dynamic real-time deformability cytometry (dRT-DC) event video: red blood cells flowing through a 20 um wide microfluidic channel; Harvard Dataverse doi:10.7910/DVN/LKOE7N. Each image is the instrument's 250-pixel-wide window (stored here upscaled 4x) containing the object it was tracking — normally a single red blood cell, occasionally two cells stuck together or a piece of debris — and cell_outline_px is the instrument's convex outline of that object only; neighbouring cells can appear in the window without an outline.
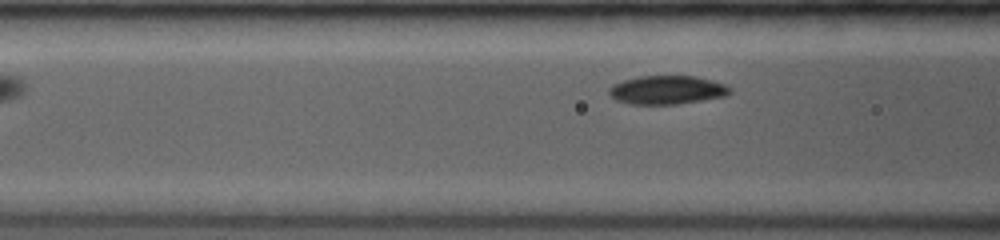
{"species": "common noctule bat (a hibernating species)", "species_latin": "Nyctalus noctula", "temperature_condition": "room temperature", "stored_images_in_passage": 7, "segment_of_instrument_passage": [2, 2], "camera_frame_rate_fps": 3500, "um_per_image_px": 0.085, "animal": {"sex": "female", "body_mass_g": 19.0, "forearm_length_mm": 53.3}, "frame": {"image": 1, "passage_image": 7, "time_ms": 4.0, "image_size_px": [1000, 240], "cell_outline_px": [[732, 92], [728, 96], [680, 104], [628, 104], [616, 100], [608, 92], [608, 88], [612, 84], [624, 80], [640, 76], [696, 76], [712, 80], [724, 84], [732, 88]], "centroid_in_image_um": [56.73, 7.65], "position_along_channel_um": 109.9, "area_um2": 20.4}}